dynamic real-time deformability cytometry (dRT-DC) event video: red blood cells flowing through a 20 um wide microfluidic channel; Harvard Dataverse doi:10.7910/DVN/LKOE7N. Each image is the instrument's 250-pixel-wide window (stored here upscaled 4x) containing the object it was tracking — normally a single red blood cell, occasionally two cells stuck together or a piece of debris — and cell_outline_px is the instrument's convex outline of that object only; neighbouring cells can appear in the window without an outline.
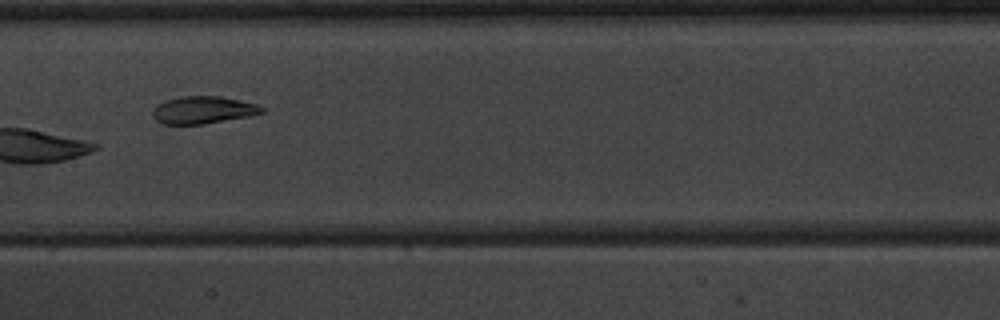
{"species": "common noctule bat (a hibernating species)", "species_latin": "Nyctalus noctula", "temperature_condition": "warm", "stored_images_in_passage": 9, "camera_frame_rate_fps": 3000, "um_per_image_px": 0.085, "animal": {"sex": "male", "body_mass_g": 20.1, "forearm_length_mm": 53.5}, "frame": {"image": 1, "passage_image": 7, "time_ms": 9.0, "image_size_px": [1000, 320], "cell_outline_px": [[264, 112], [248, 116], [204, 124], [160, 124], [152, 116], [152, 108], [156, 104], [164, 100], [180, 96], [220, 96], [240, 100], [256, 104], [264, 108]], "centroid_in_image_um": [17.19, 9.34], "position_along_channel_um": 190.2, "area_um2": 17.57}}
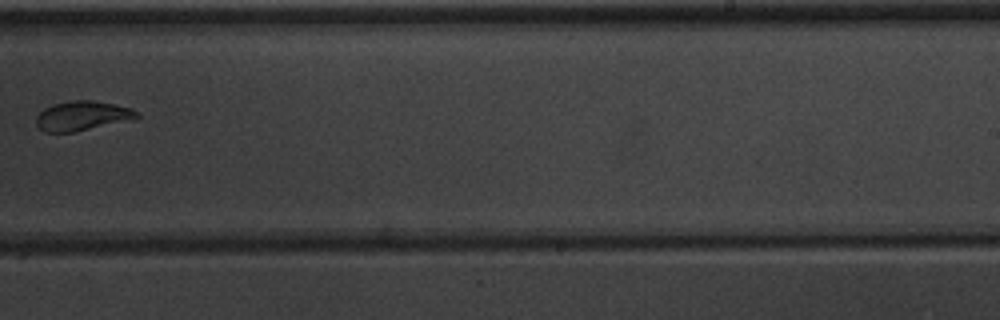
{"frame": {"image": 2, "passage_image": 9, "time_ms": 11.333, "image_size_px": [1000, 320], "cell_outline_px": [[140, 116], [136, 120], [76, 132], [44, 132], [36, 124], [36, 116], [44, 108], [52, 104], [72, 100], [92, 100], [132, 108]], "centroid_in_image_um": [7.02, 9.86], "position_along_channel_um": 282.0, "area_um2": 17.63}}